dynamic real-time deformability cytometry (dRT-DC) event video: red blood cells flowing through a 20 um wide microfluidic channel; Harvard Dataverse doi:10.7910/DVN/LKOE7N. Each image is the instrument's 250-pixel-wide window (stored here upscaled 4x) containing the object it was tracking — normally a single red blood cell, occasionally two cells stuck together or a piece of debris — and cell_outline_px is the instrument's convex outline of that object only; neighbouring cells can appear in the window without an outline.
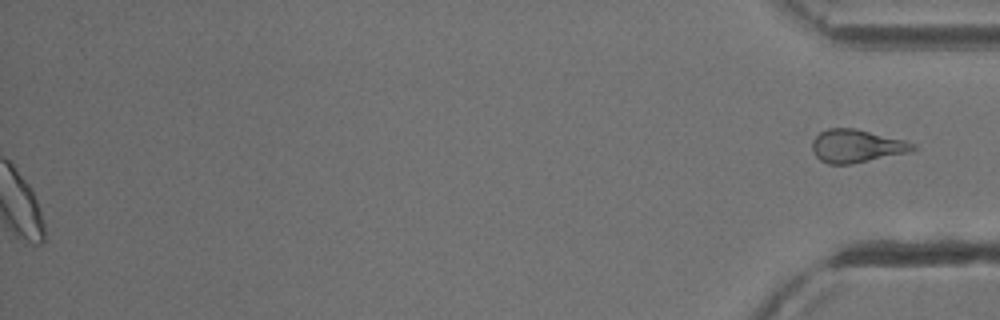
{"species": "common noctule bat (a hibernating species)", "species_latin": "Nyctalus noctula", "temperature_condition": "cold", "stored_images_in_passage": 55, "segment_of_instrument_passage": [2, 2], "camera_frame_rate_fps": 3000, "um_per_image_px": 0.085, "animal": {"sex": "male", "body_mass_g": 13.3}, "frame": {"image": 1, "passage_image": 55, "time_ms": 18.0, "image_size_px": [1000, 320], "cell_outline_px": [[916, 148], [908, 152], [852, 164], [828, 164], [820, 160], [812, 152], [812, 140], [820, 132], [828, 128], [856, 128], [908, 140], [916, 144]], "centroid_in_image_um": [72.81, 12.4], "position_along_channel_um": 362.4, "area_um2": 19.59}}